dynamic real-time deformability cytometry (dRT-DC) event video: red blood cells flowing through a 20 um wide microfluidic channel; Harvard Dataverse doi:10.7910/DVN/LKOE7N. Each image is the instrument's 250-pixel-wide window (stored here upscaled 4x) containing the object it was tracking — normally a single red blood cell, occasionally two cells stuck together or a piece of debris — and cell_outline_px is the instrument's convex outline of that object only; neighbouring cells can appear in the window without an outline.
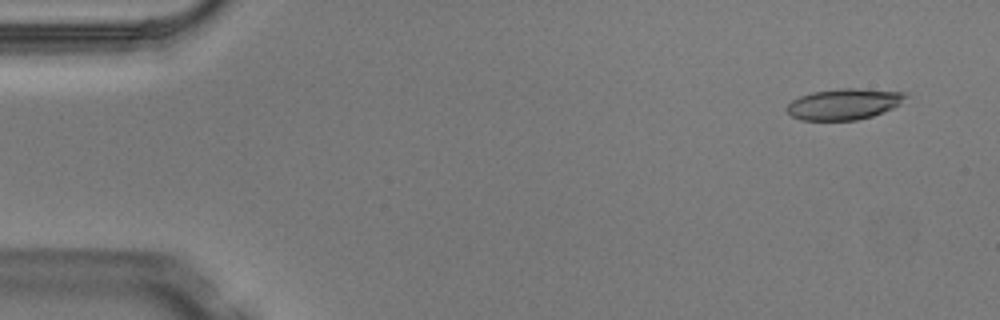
{"species": "Egyptian fruit bat (a non-hibernating species)", "species_latin": "Rousettus aegyptiacus", "temperature_condition": "warm", "stored_images_in_passage": 4, "camera_frame_rate_fps": 3000, "um_per_image_px": 0.085, "animal": {"sex": "male"}, "frame": {"image": 1, "passage_image": 1, "time_ms": 0.0, "image_size_px": [1000, 320], "cell_outline_px": [[908, 96], [900, 104], [884, 112], [872, 116], [856, 120], [800, 120], [792, 116], [784, 108], [792, 100], [800, 96], [812, 92], [844, 88], [856, 88], [908, 92]], "centroid_in_image_um": [71.75, 8.84], "position_along_channel_um": 13.2, "area_um2": 21.56}}
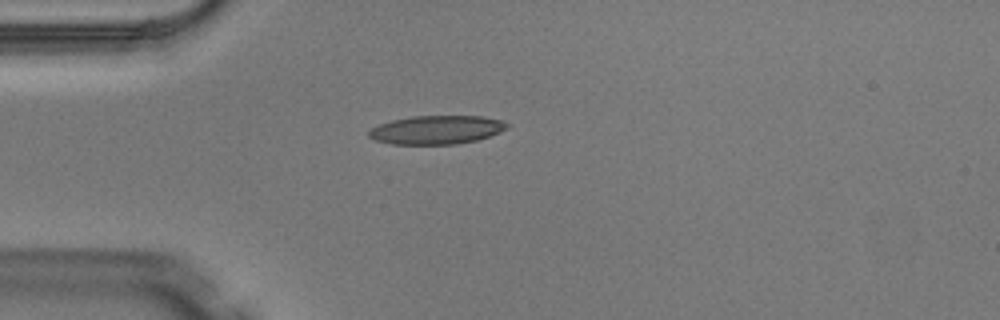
{"frame": {"image": 2, "passage_image": 4, "time_ms": 1.0, "image_size_px": [1000, 320], "cell_outline_px": [[512, 124], [508, 128], [500, 132], [476, 140], [456, 144], [392, 144], [376, 140], [368, 136], [368, 132], [372, 128], [380, 124], [392, 120], [412, 116], [484, 116], [504, 120]], "centroid_in_image_um": [37.17, 11.02], "position_along_channel_um": 47.8, "area_um2": 23.12}}